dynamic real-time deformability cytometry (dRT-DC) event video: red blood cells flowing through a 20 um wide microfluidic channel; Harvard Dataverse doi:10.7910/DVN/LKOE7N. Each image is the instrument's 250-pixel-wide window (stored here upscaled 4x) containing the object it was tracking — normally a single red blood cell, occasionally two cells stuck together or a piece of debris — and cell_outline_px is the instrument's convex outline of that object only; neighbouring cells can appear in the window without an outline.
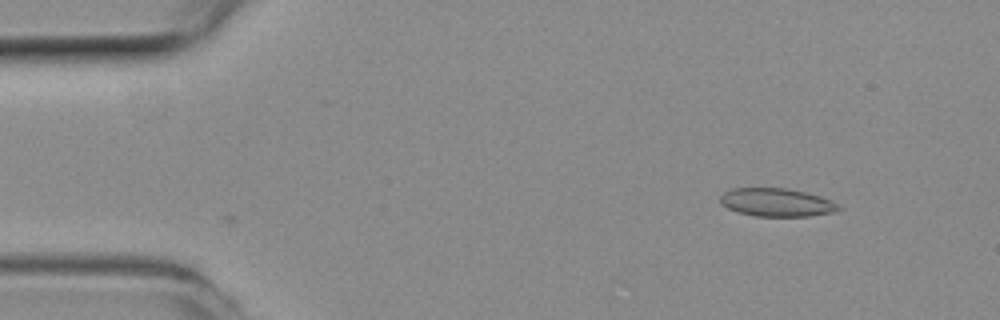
{"species": "common noctule bat (a hibernating species)", "species_latin": "Nyctalus noctula", "temperature_condition": "room temperature", "stored_images_in_passage": 3, "camera_frame_rate_fps": 3000, "um_per_image_px": 0.085, "animal": {"sex": "female", "body_mass_g": 19.3, "forearm_length_mm": 54.1}, "frame": {"image": 1, "passage_image": 3, "time_ms": 0.667, "image_size_px": [1000, 320], "cell_outline_px": [[844, 208], [832, 212], [808, 216], [756, 216], [736, 212], [720, 204], [720, 196], [724, 192], [732, 188], [788, 188], [820, 196]], "centroid_in_image_um": [65.96, 17.2], "position_along_channel_um": 19.0, "area_um2": 19.36}}